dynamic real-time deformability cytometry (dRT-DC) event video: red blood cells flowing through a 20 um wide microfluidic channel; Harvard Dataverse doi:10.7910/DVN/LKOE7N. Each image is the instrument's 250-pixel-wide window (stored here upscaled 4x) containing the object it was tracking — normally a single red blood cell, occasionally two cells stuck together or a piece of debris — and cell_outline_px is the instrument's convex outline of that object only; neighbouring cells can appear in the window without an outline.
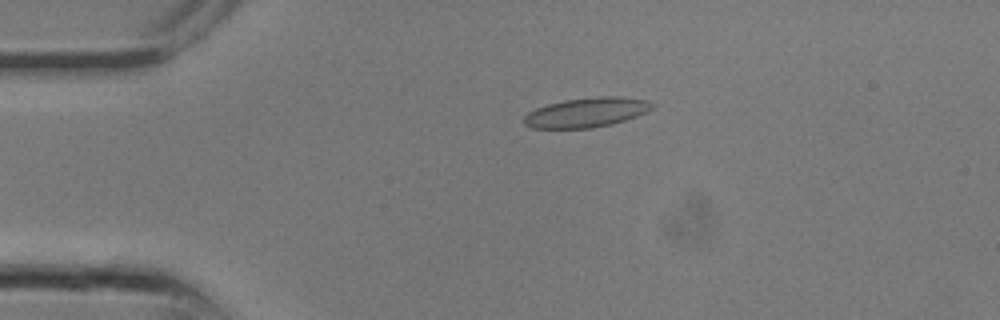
{"species": "common noctule bat (a hibernating species)", "species_latin": "Nyctalus noctula", "temperature_condition": "room temperature", "stored_images_in_passage": 13, "camera_frame_rate_fps": 3000, "um_per_image_px": 0.085, "animal": {"sex": "male", "body_mass_g": 13.3}, "frame": {"image": 1, "passage_image": 6, "time_ms": 1.667, "image_size_px": [1000, 320], "cell_outline_px": [[656, 104], [652, 108], [636, 116], [612, 124], [592, 128], [532, 128], [524, 124], [524, 116], [528, 112], [536, 108], [548, 104], [564, 100], [600, 96], [620, 96], [648, 100]], "centroid_in_image_um": [49.86, 9.55], "position_along_channel_um": 35.1, "area_um2": 22.08}}
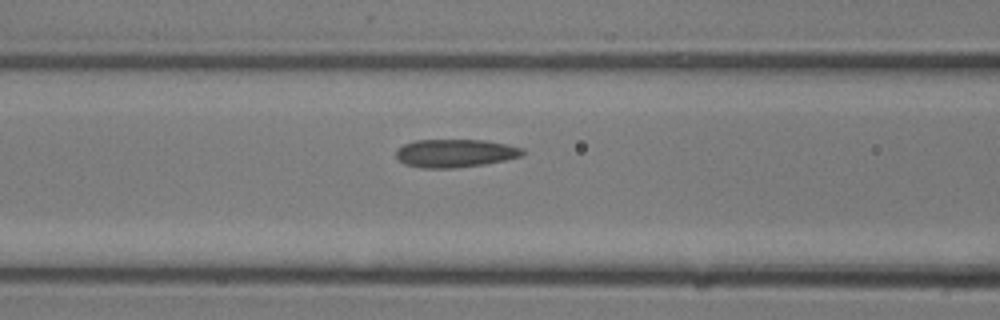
{"frame": {"image": 2, "passage_image": 11, "time_ms": 3.333, "image_size_px": [1000, 320], "cell_outline_px": [[524, 156], [484, 164], [452, 168], [420, 168], [404, 164], [396, 156], [396, 148], [404, 144], [416, 140], [484, 140], [524, 148]], "centroid_in_image_um": [38.67, 13.02], "position_along_channel_um": 127.9, "area_um2": 20.75}}
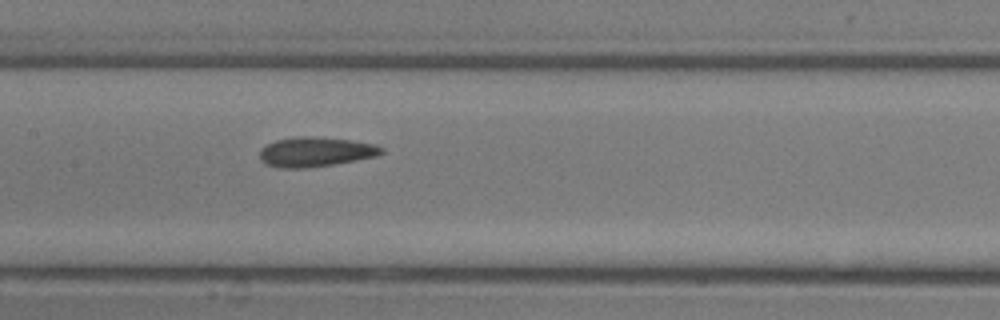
{"frame": {"image": 3, "passage_image": 13, "time_ms": 4.0, "image_size_px": [1000, 320], "cell_outline_px": [[384, 152], [376, 156], [336, 164], [308, 168], [276, 168], [264, 164], [260, 160], [260, 148], [276, 140], [296, 136], [308, 136], [352, 140], [376, 144], [384, 148]], "centroid_in_image_um": [26.81, 12.92], "position_along_channel_um": 180.6, "area_um2": 21.33}}